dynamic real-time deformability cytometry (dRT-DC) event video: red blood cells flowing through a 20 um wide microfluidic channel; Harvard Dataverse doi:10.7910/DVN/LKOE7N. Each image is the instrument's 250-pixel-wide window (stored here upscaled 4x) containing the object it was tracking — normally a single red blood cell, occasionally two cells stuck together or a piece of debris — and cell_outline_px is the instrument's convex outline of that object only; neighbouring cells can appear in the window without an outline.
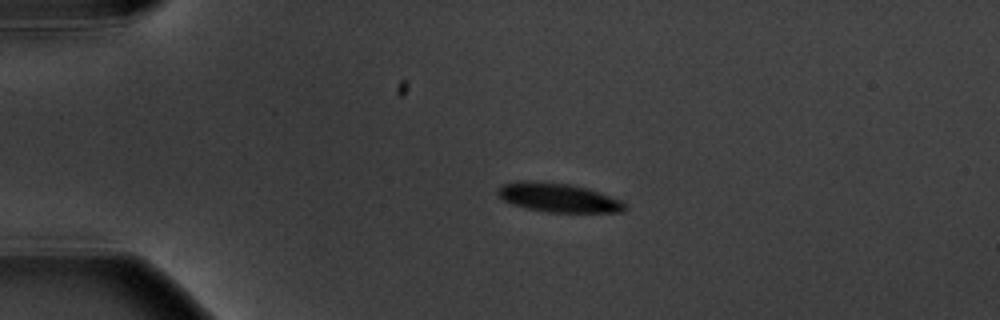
{"species": "common noctule bat (a hibernating species)", "species_latin": "Nyctalus noctula", "temperature_condition": "warm", "stored_images_in_passage": 5, "camera_frame_rate_fps": 3000, "um_per_image_px": 0.085, "animal": {"sex": "male", "body_mass_g": 20.1, "forearm_length_mm": 53.5}, "frame": {"image": 1, "passage_image": 3, "time_ms": 2.333, "image_size_px": [1000, 320], "cell_outline_px": [[628, 208], [624, 212], [548, 212], [528, 208], [512, 204], [504, 200], [496, 192], [500, 184], [524, 180], [536, 180], [572, 184], [620, 200], [628, 204]], "centroid_in_image_um": [47.43, 16.79], "position_along_channel_um": 37.6, "area_um2": 21.44}}
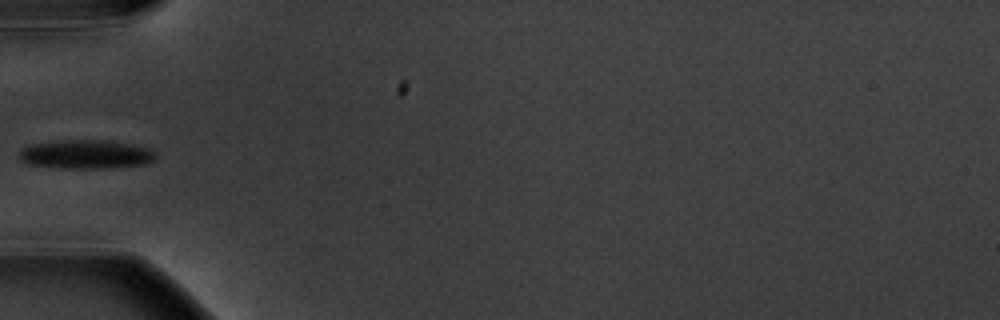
{"frame": {"image": 2, "passage_image": 5, "time_ms": 4.667, "image_size_px": [1000, 320], "cell_outline_px": [[156, 160], [144, 164], [112, 168], [60, 168], [28, 164], [20, 160], [20, 152], [24, 148], [32, 144], [64, 140], [104, 140], [132, 144], [148, 148], [156, 152]], "centroid_in_image_um": [7.35, 13.12], "position_along_channel_um": 77.7, "area_um2": 22.95}}